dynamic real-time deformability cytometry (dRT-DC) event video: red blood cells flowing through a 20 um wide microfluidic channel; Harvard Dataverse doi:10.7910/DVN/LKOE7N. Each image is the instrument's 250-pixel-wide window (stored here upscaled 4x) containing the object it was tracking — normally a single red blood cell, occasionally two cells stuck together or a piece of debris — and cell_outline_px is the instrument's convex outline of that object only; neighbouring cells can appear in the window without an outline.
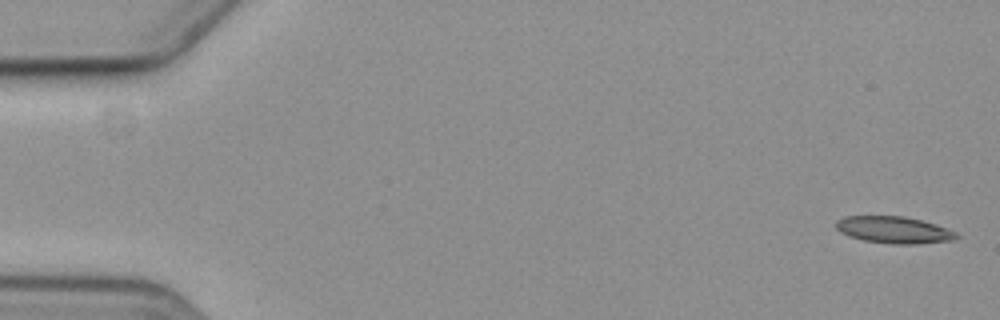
{"species": "common noctule bat (a hibernating species)", "species_latin": "Nyctalus noctula", "temperature_condition": "cold", "stored_images_in_passage": 8, "camera_frame_rate_fps": 3000, "um_per_image_px": 0.085, "animal": {"sex": "female", "body_mass_g": 19.3, "forearm_length_mm": 54.1}, "frame": {"image": 1, "passage_image": 1, "time_ms": 0.0, "image_size_px": [1000, 320], "cell_outline_px": [[960, 236], [956, 240], [920, 244], [892, 244], [864, 240], [848, 236], [840, 232], [836, 228], [836, 220], [844, 216], [904, 216], [936, 224], [956, 232]], "centroid_in_image_um": [76.0, 19.55], "position_along_channel_um": 9.0, "area_um2": 19.02}}
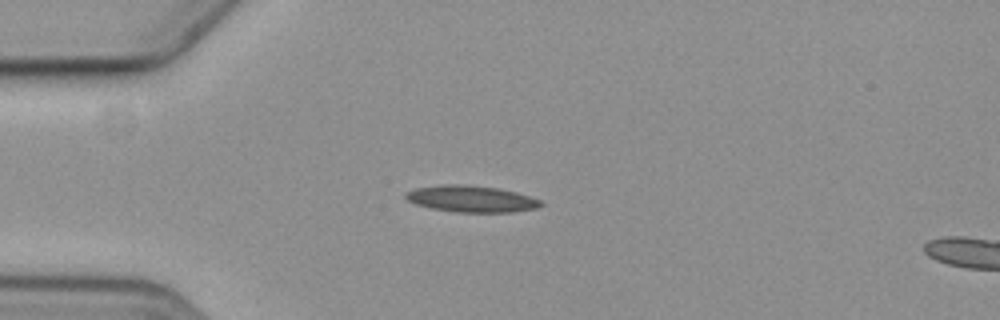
{"frame": {"image": 2, "passage_image": 5, "time_ms": 4.667, "image_size_px": [1000, 320], "cell_outline_px": [[544, 204], [536, 208], [512, 212], [456, 212], [432, 208], [416, 204], [408, 200], [404, 196], [404, 192], [416, 188], [440, 184], [464, 184], [500, 188], [516, 192], [540, 200]], "centroid_in_image_um": [40.04, 16.89], "position_along_channel_um": 45.0, "area_um2": 20.92}}
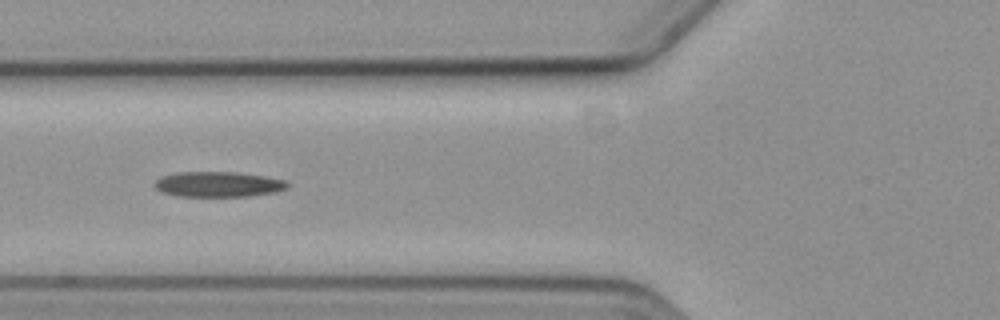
{"frame": {"image": 3, "passage_image": 7, "time_ms": 7.0, "image_size_px": [1000, 320], "cell_outline_px": [[288, 188], [276, 192], [248, 196], [176, 196], [160, 192], [152, 184], [160, 176], [176, 172], [236, 172], [264, 176], [288, 180]], "centroid_in_image_um": [18.53, 15.66], "position_along_channel_um": 107.3, "area_um2": 19.83}}